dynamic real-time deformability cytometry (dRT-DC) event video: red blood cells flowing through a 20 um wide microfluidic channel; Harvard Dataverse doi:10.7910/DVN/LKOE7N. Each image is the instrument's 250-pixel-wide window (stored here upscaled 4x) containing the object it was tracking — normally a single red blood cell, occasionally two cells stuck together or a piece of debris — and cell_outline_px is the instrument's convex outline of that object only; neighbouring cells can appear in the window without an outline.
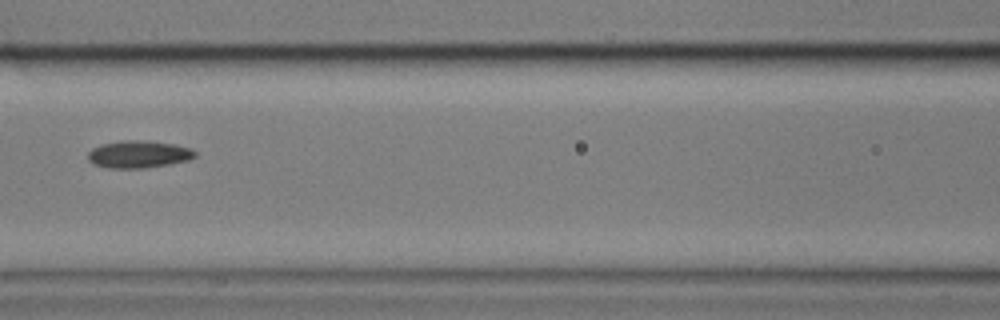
{"species": "common noctule bat (a hibernating species)", "species_latin": "Nyctalus noctula", "temperature_condition": "cold", "stored_images_in_passage": 15, "camera_frame_rate_fps": 3000, "um_per_image_px": 0.085, "animal": {"sex": "male", "body_mass_g": 17.9}, "frame": {"image": 1, "passage_image": 7, "time_ms": 8.0, "image_size_px": [1000, 320], "cell_outline_px": [[196, 156], [188, 160], [168, 164], [144, 168], [108, 168], [96, 164], [88, 160], [88, 152], [92, 148], [104, 144], [124, 140], [140, 140], [172, 144], [192, 148], [196, 152]], "centroid_in_image_um": [11.79, 13.11], "position_along_channel_um": 154.8, "area_um2": 16.82}}
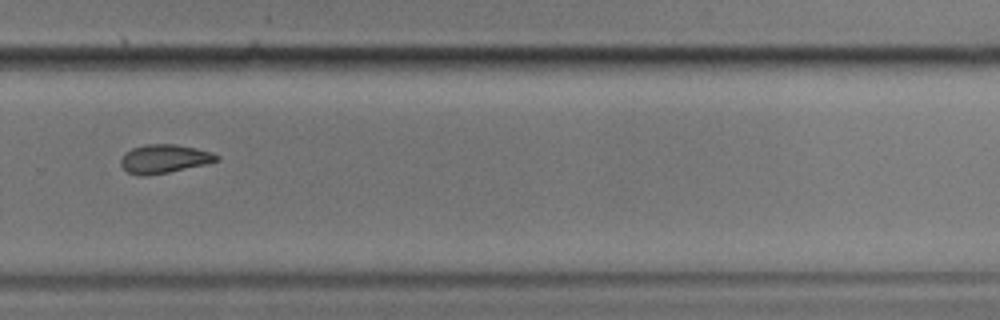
{"frame": {"image": 2, "passage_image": 11, "time_ms": 12.667, "image_size_px": [1000, 320], "cell_outline_px": [[220, 160], [204, 164], [168, 172], [148, 176], [140, 176], [128, 172], [120, 164], [120, 160], [124, 152], [132, 148], [148, 144], [176, 144], [196, 148], [212, 152], [220, 156]], "centroid_in_image_um": [13.95, 13.49], "position_along_channel_um": 315.9, "area_um2": 16.01}}